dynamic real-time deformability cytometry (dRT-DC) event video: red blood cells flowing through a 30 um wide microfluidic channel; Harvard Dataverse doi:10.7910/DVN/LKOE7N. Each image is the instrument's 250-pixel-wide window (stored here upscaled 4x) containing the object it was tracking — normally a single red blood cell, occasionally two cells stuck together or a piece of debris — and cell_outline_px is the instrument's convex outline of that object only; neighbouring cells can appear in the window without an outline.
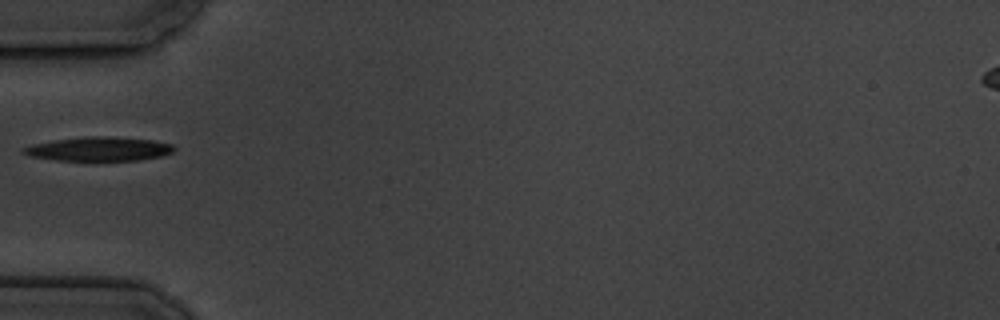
{"species": "common noctule bat (a hibernating species)", "species_latin": "Nyctalus noctula", "temperature_condition": "cold", "stored_images_in_passage": 1, "camera_frame_rate_fps": 3000, "um_per_image_px": 0.085, "animal": {"sex": "male", "body_mass_g": 19.5, "forearm_length_mm": 54.6}, "frame": {"image": 1, "passage_image": 1, "time_ms": 0.0, "image_size_px": [1000, 320], "cell_outline_px": [[176, 148], [172, 152], [160, 156], [140, 160], [56, 160], [28, 156], [20, 152], [20, 148], [32, 144], [56, 140], [88, 136], [108, 136], [152, 140], [172, 144]], "centroid_in_image_um": [8.36, 12.66], "position_along_channel_um": 76.6, "area_um2": 21.04}}